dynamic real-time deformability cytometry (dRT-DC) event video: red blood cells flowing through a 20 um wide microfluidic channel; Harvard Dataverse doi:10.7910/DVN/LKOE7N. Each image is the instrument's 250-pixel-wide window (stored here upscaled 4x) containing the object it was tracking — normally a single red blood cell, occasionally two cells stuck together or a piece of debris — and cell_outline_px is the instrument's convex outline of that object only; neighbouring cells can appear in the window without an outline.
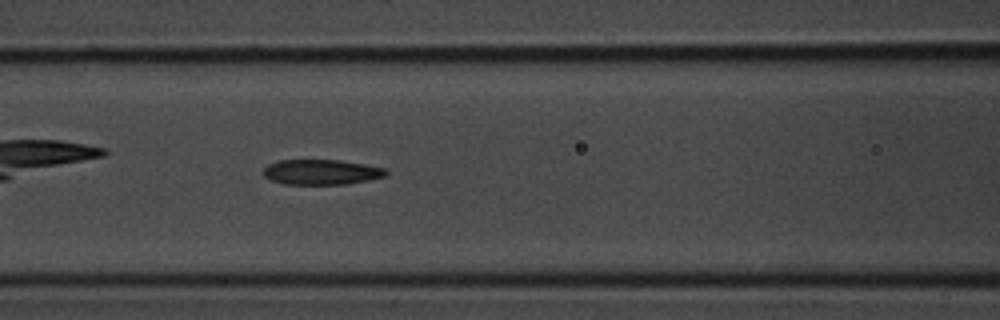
{"species": "common noctule bat (a hibernating species)", "species_latin": "Nyctalus noctula", "temperature_condition": "room temperature", "stored_images_in_passage": 25, "camera_frame_rate_fps": 3000, "um_per_image_px": 0.085, "animal": {"sex": "male", "body_mass_g": 20.1, "forearm_length_mm": 53.5}, "frame": {"image": 1, "passage_image": 8, "time_ms": 2.333, "image_size_px": [1000, 320], "cell_outline_px": [[388, 172], [384, 176], [368, 180], [344, 184], [284, 184], [272, 180], [264, 176], [264, 168], [268, 164], [276, 160], [340, 160], [388, 168]], "centroid_in_image_um": [27.32, 14.61], "position_along_channel_um": 139.3, "area_um2": 17.98}}
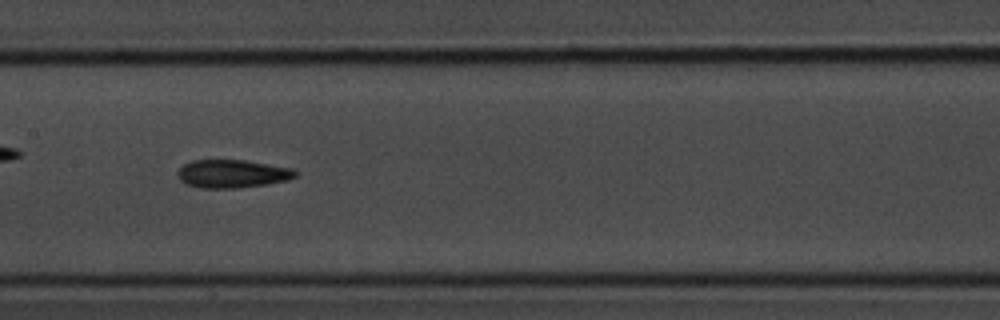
{"frame": {"image": 2, "passage_image": 11, "time_ms": 3.333, "image_size_px": [1000, 320], "cell_outline_px": [[296, 176], [288, 180], [264, 184], [236, 188], [200, 188], [188, 184], [180, 180], [176, 172], [184, 164], [192, 160], [244, 160], [292, 168], [296, 172]], "centroid_in_image_um": [19.72, 14.76], "position_along_channel_um": 187.7, "area_um2": 19.13}}